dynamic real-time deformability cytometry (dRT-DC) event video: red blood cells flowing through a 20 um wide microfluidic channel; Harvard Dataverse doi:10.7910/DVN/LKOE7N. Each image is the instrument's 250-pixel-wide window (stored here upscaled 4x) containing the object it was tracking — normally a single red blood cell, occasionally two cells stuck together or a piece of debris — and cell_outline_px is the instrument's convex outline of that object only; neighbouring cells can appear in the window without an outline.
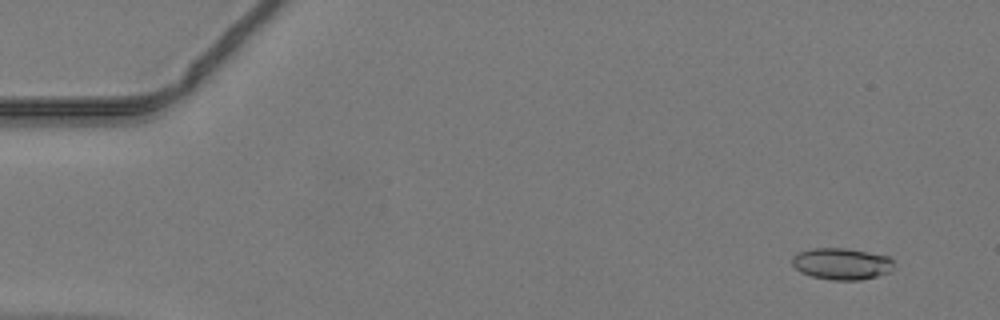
{"species": "common noctule bat (a hibernating species)", "species_latin": "Nyctalus noctula", "temperature_condition": "warm", "stored_images_in_passage": 49, "camera_frame_rate_fps": 3000, "um_per_image_px": 0.085, "animal": {"sex": "male", "body_mass_g": 19.2, "forearm_length_mm": 51.8}, "frame": {"image": 1, "passage_image": 4, "time_ms": 1.0, "image_size_px": [1000, 320], "cell_outline_px": [[892, 272], [860, 280], [832, 280], [812, 276], [800, 272], [792, 264], [792, 256], [800, 252], [812, 248], [848, 248], [888, 256], [892, 260]], "centroid_in_image_um": [71.54, 22.42], "position_along_channel_um": 13.5, "area_um2": 18.73}}
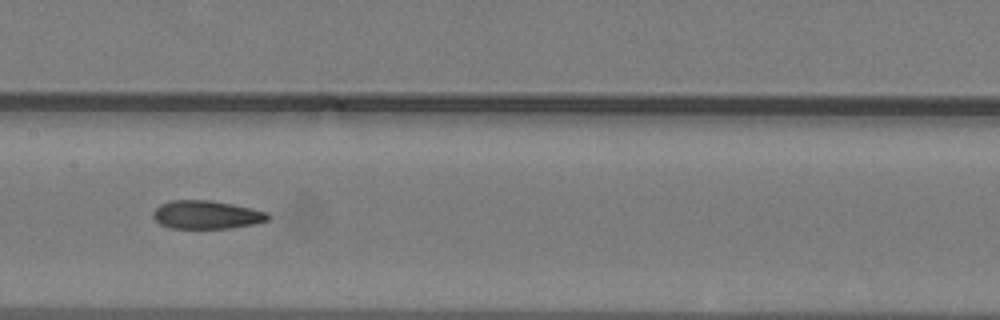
{"frame": {"image": 2, "passage_image": 25, "time_ms": 8.0, "image_size_px": [1000, 320], "cell_outline_px": [[268, 220], [256, 224], [228, 228], [172, 228], [160, 224], [152, 216], [152, 212], [160, 204], [172, 200], [212, 200], [252, 208], [268, 212]], "centroid_in_image_um": [17.55, 18.25], "position_along_channel_um": 189.9, "area_um2": 18.96}}
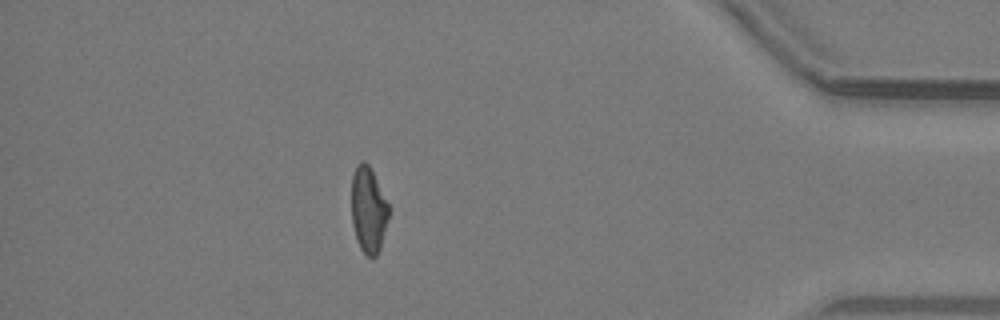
{"frame": {"image": 3, "passage_image": 43, "time_ms": 14.0, "image_size_px": [1000, 320], "cell_outline_px": [[392, 208], [380, 248], [376, 256], [372, 260], [360, 248], [356, 240], [352, 224], [352, 176], [356, 164], [364, 160], [368, 164]], "centroid_in_image_um": [31.34, 17.85], "position_along_channel_um": 403.9, "area_um2": 19.07}}